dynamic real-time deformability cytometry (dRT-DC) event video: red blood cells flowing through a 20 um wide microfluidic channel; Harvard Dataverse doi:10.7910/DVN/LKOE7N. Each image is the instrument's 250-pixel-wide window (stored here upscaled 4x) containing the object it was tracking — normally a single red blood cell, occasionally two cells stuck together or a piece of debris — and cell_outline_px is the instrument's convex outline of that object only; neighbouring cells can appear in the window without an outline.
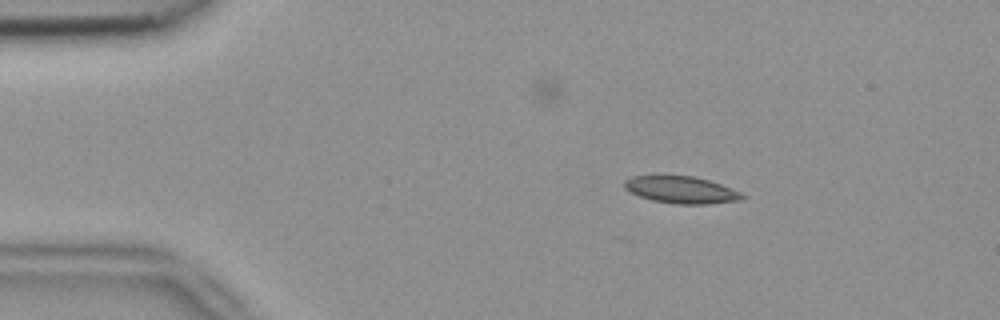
{"species": "common noctule bat (a hibernating species)", "species_latin": "Nyctalus noctula", "temperature_condition": "room temperature", "stored_images_in_passage": 3, "camera_frame_rate_fps": 3000, "um_per_image_px": 0.085, "animal": {"sex": "female", "body_mass_g": 18.4}, "frame": {"image": 1, "passage_image": 2, "time_ms": 0.333, "image_size_px": [1000, 320], "cell_outline_px": [[748, 196], [744, 200], [704, 204], [680, 204], [652, 200], [640, 196], [624, 188], [624, 180], [632, 176], [692, 176], [708, 180], [720, 184], [740, 192]], "centroid_in_image_um": [57.94, 16.14], "position_along_channel_um": 27.1, "area_um2": 18.38}}